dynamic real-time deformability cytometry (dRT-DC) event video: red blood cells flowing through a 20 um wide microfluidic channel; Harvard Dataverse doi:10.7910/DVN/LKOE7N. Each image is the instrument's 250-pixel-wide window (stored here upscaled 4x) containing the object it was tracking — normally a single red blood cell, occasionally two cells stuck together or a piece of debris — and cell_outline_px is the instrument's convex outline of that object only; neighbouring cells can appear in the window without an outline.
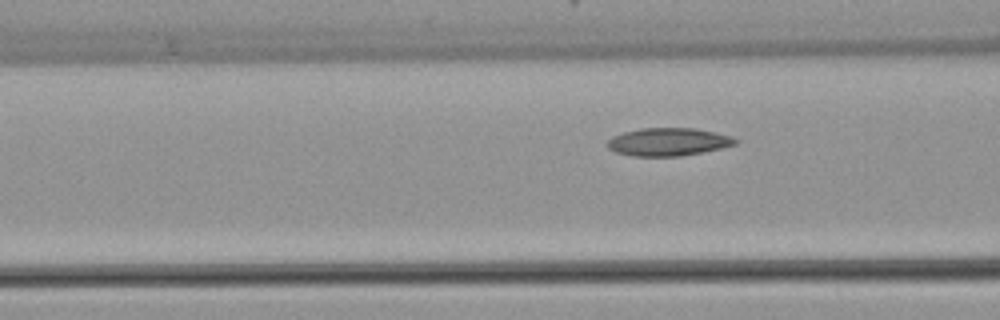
{"species": "common noctule bat (a hibernating species)", "species_latin": "Nyctalus noctula", "temperature_condition": "warm", "stored_images_in_passage": 5, "camera_frame_rate_fps": 3000, "um_per_image_px": 0.085, "animal": {"sex": "female", "body_mass_g": 22.7, "forearm_length_mm": 54.2}, "frame": {"image": 1, "passage_image": 5, "time_ms": 5.667, "image_size_px": [1000, 320], "cell_outline_px": [[740, 140], [736, 144], [704, 152], [680, 156], [632, 156], [616, 152], [608, 148], [604, 144], [612, 136], [624, 132], [640, 128], [696, 128], [716, 132], [732, 136]], "centroid_in_image_um": [56.8, 12.05], "position_along_channel_um": 109.8, "area_um2": 21.04}}